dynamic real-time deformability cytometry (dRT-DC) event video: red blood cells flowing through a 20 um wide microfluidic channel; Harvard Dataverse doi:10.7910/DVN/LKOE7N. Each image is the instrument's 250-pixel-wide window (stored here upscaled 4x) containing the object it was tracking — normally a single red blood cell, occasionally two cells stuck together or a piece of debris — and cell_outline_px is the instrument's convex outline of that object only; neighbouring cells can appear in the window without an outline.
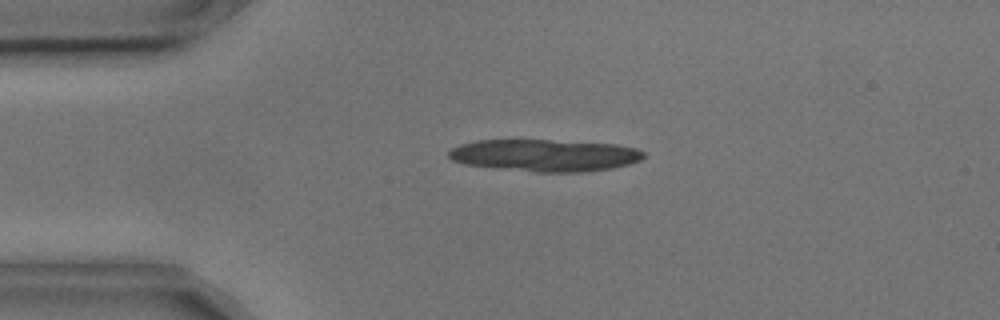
{"species": "common noctule bat (a hibernating species)", "species_latin": "Nyctalus noctula", "temperature_condition": "cold", "stored_images_in_passage": 4, "camera_frame_rate_fps": 3000, "um_per_image_px": 0.085, "animal": {"sex": "male", "body_mass_g": 17.9, "forearm_length_mm": 54.2}, "frame": {"image": 1, "passage_image": 3, "time_ms": 0.667, "image_size_px": [1000, 320], "cell_outline_px": [[644, 156], [640, 160], [628, 164], [612, 168], [588, 172], [536, 172], [492, 168], [464, 164], [452, 160], [448, 156], [448, 152], [452, 148], [460, 144], [476, 140], [548, 140], [616, 144], [636, 148], [644, 152]], "centroid_in_image_um": [46.28, 13.21], "position_along_channel_um": 38.7, "area_um2": 36.59}}